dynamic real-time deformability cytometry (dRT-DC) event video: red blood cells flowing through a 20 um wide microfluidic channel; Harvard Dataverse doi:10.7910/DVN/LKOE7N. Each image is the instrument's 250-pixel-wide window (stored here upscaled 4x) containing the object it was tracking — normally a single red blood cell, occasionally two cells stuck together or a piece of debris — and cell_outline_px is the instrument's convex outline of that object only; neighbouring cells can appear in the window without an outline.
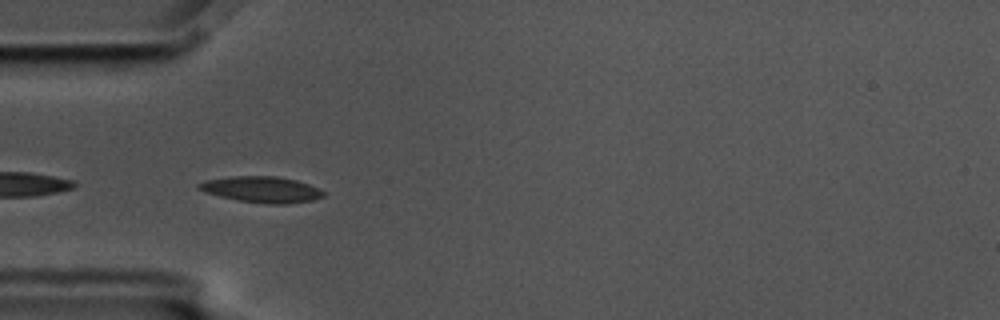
{"species": "common noctule bat (a hibernating species)", "species_latin": "Nyctalus noctula", "temperature_condition": "cold", "stored_images_in_passage": 40, "camera_frame_rate_fps": 3000, "um_per_image_px": 0.085, "animal": {"sex": "male", "body_mass_g": 17.5, "forearm_length_mm": 52.3}, "frame": {"image": 1, "passage_image": 1, "time_ms": 0.0, "image_size_px": [1000, 320], "cell_outline_px": [[324, 196], [312, 200], [288, 204], [268, 204], [236, 200], [204, 192], [196, 188], [196, 184], [204, 180], [228, 176], [276, 176], [296, 180], [308, 184], [324, 192]], "centroid_in_image_um": [22.17, 16.1], "position_along_channel_um": 62.8, "area_um2": 19.02}}
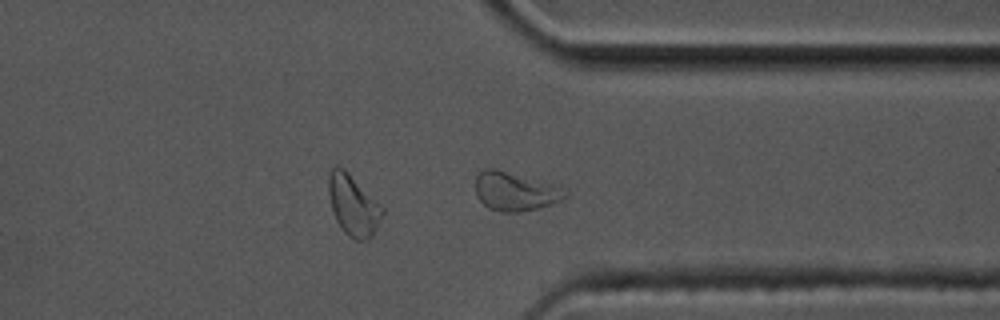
{"frame": {"image": 2, "passage_image": 27, "time_ms": 8.667, "image_size_px": [1000, 320], "cell_outline_px": [[568, 196], [552, 204], [520, 212], [504, 212], [488, 208], [476, 196], [476, 176], [480, 172], [488, 168], [496, 168], [568, 192]], "centroid_in_image_um": [43.69, 16.3], "position_along_channel_um": 367.7, "area_um2": 19.31}}
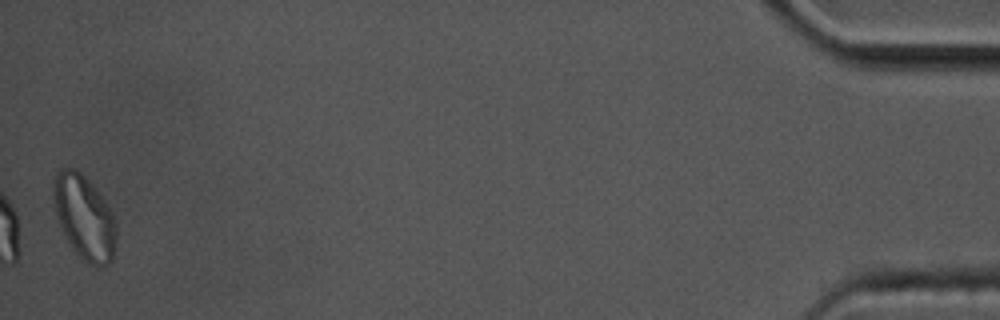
{"frame": {"image": 3, "passage_image": 40, "time_ms": 13.0, "image_size_px": [1000, 320], "cell_outline_px": [[116, 240], [112, 260], [104, 268], [100, 268], [88, 264], [72, 248], [56, 216], [52, 196], [52, 184], [56, 172], [60, 168], [72, 168], [80, 172], [88, 180], [104, 200], [112, 212], [116, 220]], "centroid_in_image_um": [7.17, 18.48], "position_along_channel_um": 428.0, "area_um2": 30.92}, "authors_computed_cell_mechanics": {"area_um2": 17.7157, "velocity_mm_per_s": 3.5444, "shape_relaxation_time_tau1_ms": null, "shape_relaxation_time_tau2_ms": 3.1842, "deformation_change_tau1": null, "deformation_change_tau2": 0.0927}}